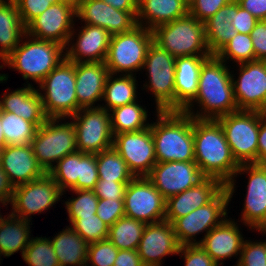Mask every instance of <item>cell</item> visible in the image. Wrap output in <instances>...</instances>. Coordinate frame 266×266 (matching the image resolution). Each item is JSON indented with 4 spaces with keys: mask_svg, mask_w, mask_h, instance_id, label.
<instances>
[{
    "mask_svg": "<svg viewBox=\"0 0 266 266\" xmlns=\"http://www.w3.org/2000/svg\"><path fill=\"white\" fill-rule=\"evenodd\" d=\"M76 196L68 197L64 202L68 214L69 225L77 217H87L96 214L99 198L95 195L94 190H70Z\"/></svg>",
    "mask_w": 266,
    "mask_h": 266,
    "instance_id": "cell-42",
    "label": "cell"
},
{
    "mask_svg": "<svg viewBox=\"0 0 266 266\" xmlns=\"http://www.w3.org/2000/svg\"><path fill=\"white\" fill-rule=\"evenodd\" d=\"M71 119L76 132L77 150L97 154L113 146L110 112L102 107L81 108Z\"/></svg>",
    "mask_w": 266,
    "mask_h": 266,
    "instance_id": "cell-13",
    "label": "cell"
},
{
    "mask_svg": "<svg viewBox=\"0 0 266 266\" xmlns=\"http://www.w3.org/2000/svg\"><path fill=\"white\" fill-rule=\"evenodd\" d=\"M137 76L109 74L105 83L102 105L100 107L111 110L138 101ZM137 82V83H136Z\"/></svg>",
    "mask_w": 266,
    "mask_h": 266,
    "instance_id": "cell-33",
    "label": "cell"
},
{
    "mask_svg": "<svg viewBox=\"0 0 266 266\" xmlns=\"http://www.w3.org/2000/svg\"><path fill=\"white\" fill-rule=\"evenodd\" d=\"M258 165L266 166V113L260 112L258 133Z\"/></svg>",
    "mask_w": 266,
    "mask_h": 266,
    "instance_id": "cell-55",
    "label": "cell"
},
{
    "mask_svg": "<svg viewBox=\"0 0 266 266\" xmlns=\"http://www.w3.org/2000/svg\"><path fill=\"white\" fill-rule=\"evenodd\" d=\"M64 194L77 190L79 176V151L66 155L48 172Z\"/></svg>",
    "mask_w": 266,
    "mask_h": 266,
    "instance_id": "cell-40",
    "label": "cell"
},
{
    "mask_svg": "<svg viewBox=\"0 0 266 266\" xmlns=\"http://www.w3.org/2000/svg\"><path fill=\"white\" fill-rule=\"evenodd\" d=\"M231 1L233 0H195L189 7V14L204 23Z\"/></svg>",
    "mask_w": 266,
    "mask_h": 266,
    "instance_id": "cell-50",
    "label": "cell"
},
{
    "mask_svg": "<svg viewBox=\"0 0 266 266\" xmlns=\"http://www.w3.org/2000/svg\"><path fill=\"white\" fill-rule=\"evenodd\" d=\"M135 177L147 176L157 163L150 126L136 132L115 134L112 146Z\"/></svg>",
    "mask_w": 266,
    "mask_h": 266,
    "instance_id": "cell-17",
    "label": "cell"
},
{
    "mask_svg": "<svg viewBox=\"0 0 266 266\" xmlns=\"http://www.w3.org/2000/svg\"><path fill=\"white\" fill-rule=\"evenodd\" d=\"M260 234H263L262 236H264V234H265V236H266V231H260Z\"/></svg>",
    "mask_w": 266,
    "mask_h": 266,
    "instance_id": "cell-63",
    "label": "cell"
},
{
    "mask_svg": "<svg viewBox=\"0 0 266 266\" xmlns=\"http://www.w3.org/2000/svg\"><path fill=\"white\" fill-rule=\"evenodd\" d=\"M98 180L96 154H87L79 151L77 190H94Z\"/></svg>",
    "mask_w": 266,
    "mask_h": 266,
    "instance_id": "cell-45",
    "label": "cell"
},
{
    "mask_svg": "<svg viewBox=\"0 0 266 266\" xmlns=\"http://www.w3.org/2000/svg\"><path fill=\"white\" fill-rule=\"evenodd\" d=\"M236 67L238 75L234 70L231 74L238 110L266 113V61L244 62Z\"/></svg>",
    "mask_w": 266,
    "mask_h": 266,
    "instance_id": "cell-15",
    "label": "cell"
},
{
    "mask_svg": "<svg viewBox=\"0 0 266 266\" xmlns=\"http://www.w3.org/2000/svg\"><path fill=\"white\" fill-rule=\"evenodd\" d=\"M20 13L22 23L27 26L33 19L43 13L54 0H14Z\"/></svg>",
    "mask_w": 266,
    "mask_h": 266,
    "instance_id": "cell-49",
    "label": "cell"
},
{
    "mask_svg": "<svg viewBox=\"0 0 266 266\" xmlns=\"http://www.w3.org/2000/svg\"><path fill=\"white\" fill-rule=\"evenodd\" d=\"M113 266H144L137 250H119Z\"/></svg>",
    "mask_w": 266,
    "mask_h": 266,
    "instance_id": "cell-56",
    "label": "cell"
},
{
    "mask_svg": "<svg viewBox=\"0 0 266 266\" xmlns=\"http://www.w3.org/2000/svg\"><path fill=\"white\" fill-rule=\"evenodd\" d=\"M28 266H60L50 237H33L22 254Z\"/></svg>",
    "mask_w": 266,
    "mask_h": 266,
    "instance_id": "cell-41",
    "label": "cell"
},
{
    "mask_svg": "<svg viewBox=\"0 0 266 266\" xmlns=\"http://www.w3.org/2000/svg\"><path fill=\"white\" fill-rule=\"evenodd\" d=\"M0 69H2V68H4V66H3V60L0 58ZM8 77H9V75H7V74H1L0 73V83H5L7 80H8Z\"/></svg>",
    "mask_w": 266,
    "mask_h": 266,
    "instance_id": "cell-61",
    "label": "cell"
},
{
    "mask_svg": "<svg viewBox=\"0 0 266 266\" xmlns=\"http://www.w3.org/2000/svg\"><path fill=\"white\" fill-rule=\"evenodd\" d=\"M14 186L10 183L8 176L0 165V206H7L11 203Z\"/></svg>",
    "mask_w": 266,
    "mask_h": 266,
    "instance_id": "cell-57",
    "label": "cell"
},
{
    "mask_svg": "<svg viewBox=\"0 0 266 266\" xmlns=\"http://www.w3.org/2000/svg\"><path fill=\"white\" fill-rule=\"evenodd\" d=\"M215 56L225 63L240 64L255 61V53L250 34L237 33L231 38Z\"/></svg>",
    "mask_w": 266,
    "mask_h": 266,
    "instance_id": "cell-39",
    "label": "cell"
},
{
    "mask_svg": "<svg viewBox=\"0 0 266 266\" xmlns=\"http://www.w3.org/2000/svg\"><path fill=\"white\" fill-rule=\"evenodd\" d=\"M258 20L247 10L243 9L236 0L232 1L231 24L237 33L250 34Z\"/></svg>",
    "mask_w": 266,
    "mask_h": 266,
    "instance_id": "cell-51",
    "label": "cell"
},
{
    "mask_svg": "<svg viewBox=\"0 0 266 266\" xmlns=\"http://www.w3.org/2000/svg\"><path fill=\"white\" fill-rule=\"evenodd\" d=\"M82 25L77 29L74 25L65 47V58L74 63L105 62L111 35L99 26Z\"/></svg>",
    "mask_w": 266,
    "mask_h": 266,
    "instance_id": "cell-21",
    "label": "cell"
},
{
    "mask_svg": "<svg viewBox=\"0 0 266 266\" xmlns=\"http://www.w3.org/2000/svg\"><path fill=\"white\" fill-rule=\"evenodd\" d=\"M146 177L165 199L184 192L205 178L195 161L157 162Z\"/></svg>",
    "mask_w": 266,
    "mask_h": 266,
    "instance_id": "cell-19",
    "label": "cell"
},
{
    "mask_svg": "<svg viewBox=\"0 0 266 266\" xmlns=\"http://www.w3.org/2000/svg\"><path fill=\"white\" fill-rule=\"evenodd\" d=\"M252 38L255 60L266 61V20H258L250 32Z\"/></svg>",
    "mask_w": 266,
    "mask_h": 266,
    "instance_id": "cell-53",
    "label": "cell"
},
{
    "mask_svg": "<svg viewBox=\"0 0 266 266\" xmlns=\"http://www.w3.org/2000/svg\"><path fill=\"white\" fill-rule=\"evenodd\" d=\"M266 265V239L251 241L245 239L241 254L236 266H265Z\"/></svg>",
    "mask_w": 266,
    "mask_h": 266,
    "instance_id": "cell-46",
    "label": "cell"
},
{
    "mask_svg": "<svg viewBox=\"0 0 266 266\" xmlns=\"http://www.w3.org/2000/svg\"><path fill=\"white\" fill-rule=\"evenodd\" d=\"M229 194L224 188L211 202L197 208L186 216L172 222L176 239L180 246L196 245L199 234L207 233L228 217ZM202 232V233H201Z\"/></svg>",
    "mask_w": 266,
    "mask_h": 266,
    "instance_id": "cell-12",
    "label": "cell"
},
{
    "mask_svg": "<svg viewBox=\"0 0 266 266\" xmlns=\"http://www.w3.org/2000/svg\"><path fill=\"white\" fill-rule=\"evenodd\" d=\"M75 83V63L64 58L36 86L48 118H69L78 112Z\"/></svg>",
    "mask_w": 266,
    "mask_h": 266,
    "instance_id": "cell-5",
    "label": "cell"
},
{
    "mask_svg": "<svg viewBox=\"0 0 266 266\" xmlns=\"http://www.w3.org/2000/svg\"><path fill=\"white\" fill-rule=\"evenodd\" d=\"M79 0H54L55 3H62L71 6H78Z\"/></svg>",
    "mask_w": 266,
    "mask_h": 266,
    "instance_id": "cell-60",
    "label": "cell"
},
{
    "mask_svg": "<svg viewBox=\"0 0 266 266\" xmlns=\"http://www.w3.org/2000/svg\"><path fill=\"white\" fill-rule=\"evenodd\" d=\"M152 41V31L139 25L127 33L112 35L104 62L109 73L136 76L142 71Z\"/></svg>",
    "mask_w": 266,
    "mask_h": 266,
    "instance_id": "cell-9",
    "label": "cell"
},
{
    "mask_svg": "<svg viewBox=\"0 0 266 266\" xmlns=\"http://www.w3.org/2000/svg\"><path fill=\"white\" fill-rule=\"evenodd\" d=\"M237 222L234 218L227 217L221 224L211 229L206 236L198 240V244L220 266L224 264L223 261L231 257L238 259L235 266L239 261L245 237Z\"/></svg>",
    "mask_w": 266,
    "mask_h": 266,
    "instance_id": "cell-23",
    "label": "cell"
},
{
    "mask_svg": "<svg viewBox=\"0 0 266 266\" xmlns=\"http://www.w3.org/2000/svg\"><path fill=\"white\" fill-rule=\"evenodd\" d=\"M65 47L53 41L25 35L19 45L3 60V66L18 71L25 85L39 84L63 59ZM32 80L30 83L28 80Z\"/></svg>",
    "mask_w": 266,
    "mask_h": 266,
    "instance_id": "cell-4",
    "label": "cell"
},
{
    "mask_svg": "<svg viewBox=\"0 0 266 266\" xmlns=\"http://www.w3.org/2000/svg\"><path fill=\"white\" fill-rule=\"evenodd\" d=\"M135 101L110 111L113 135L124 132H136L150 126L148 110ZM149 119V120H148Z\"/></svg>",
    "mask_w": 266,
    "mask_h": 266,
    "instance_id": "cell-35",
    "label": "cell"
},
{
    "mask_svg": "<svg viewBox=\"0 0 266 266\" xmlns=\"http://www.w3.org/2000/svg\"><path fill=\"white\" fill-rule=\"evenodd\" d=\"M26 35L14 0H0V58L4 60Z\"/></svg>",
    "mask_w": 266,
    "mask_h": 266,
    "instance_id": "cell-31",
    "label": "cell"
},
{
    "mask_svg": "<svg viewBox=\"0 0 266 266\" xmlns=\"http://www.w3.org/2000/svg\"><path fill=\"white\" fill-rule=\"evenodd\" d=\"M194 161L205 177L219 179L226 185L239 164L233 158L221 125L214 119L193 117Z\"/></svg>",
    "mask_w": 266,
    "mask_h": 266,
    "instance_id": "cell-2",
    "label": "cell"
},
{
    "mask_svg": "<svg viewBox=\"0 0 266 266\" xmlns=\"http://www.w3.org/2000/svg\"><path fill=\"white\" fill-rule=\"evenodd\" d=\"M179 248L172 223L164 220L146 225L137 252L144 266H162L164 258L177 255Z\"/></svg>",
    "mask_w": 266,
    "mask_h": 266,
    "instance_id": "cell-22",
    "label": "cell"
},
{
    "mask_svg": "<svg viewBox=\"0 0 266 266\" xmlns=\"http://www.w3.org/2000/svg\"><path fill=\"white\" fill-rule=\"evenodd\" d=\"M175 59L154 41L147 50L142 72H146L148 81H144L141 90L152 93L155 113L175 111Z\"/></svg>",
    "mask_w": 266,
    "mask_h": 266,
    "instance_id": "cell-7",
    "label": "cell"
},
{
    "mask_svg": "<svg viewBox=\"0 0 266 266\" xmlns=\"http://www.w3.org/2000/svg\"><path fill=\"white\" fill-rule=\"evenodd\" d=\"M0 110L14 113L37 127H40L48 118L44 113L37 88L33 85L26 86L25 83L23 88L6 90L3 93L0 97Z\"/></svg>",
    "mask_w": 266,
    "mask_h": 266,
    "instance_id": "cell-27",
    "label": "cell"
},
{
    "mask_svg": "<svg viewBox=\"0 0 266 266\" xmlns=\"http://www.w3.org/2000/svg\"><path fill=\"white\" fill-rule=\"evenodd\" d=\"M1 125L2 123H1V117H0V151L7 145L4 134H3V128Z\"/></svg>",
    "mask_w": 266,
    "mask_h": 266,
    "instance_id": "cell-59",
    "label": "cell"
},
{
    "mask_svg": "<svg viewBox=\"0 0 266 266\" xmlns=\"http://www.w3.org/2000/svg\"><path fill=\"white\" fill-rule=\"evenodd\" d=\"M189 13L182 0H138L137 24L149 30Z\"/></svg>",
    "mask_w": 266,
    "mask_h": 266,
    "instance_id": "cell-29",
    "label": "cell"
},
{
    "mask_svg": "<svg viewBox=\"0 0 266 266\" xmlns=\"http://www.w3.org/2000/svg\"><path fill=\"white\" fill-rule=\"evenodd\" d=\"M137 14L138 11H121L99 0H79L76 9L77 20L104 28L111 36L138 26Z\"/></svg>",
    "mask_w": 266,
    "mask_h": 266,
    "instance_id": "cell-20",
    "label": "cell"
},
{
    "mask_svg": "<svg viewBox=\"0 0 266 266\" xmlns=\"http://www.w3.org/2000/svg\"><path fill=\"white\" fill-rule=\"evenodd\" d=\"M222 127L233 158L240 164H258L260 112L238 110L215 119Z\"/></svg>",
    "mask_w": 266,
    "mask_h": 266,
    "instance_id": "cell-10",
    "label": "cell"
},
{
    "mask_svg": "<svg viewBox=\"0 0 266 266\" xmlns=\"http://www.w3.org/2000/svg\"><path fill=\"white\" fill-rule=\"evenodd\" d=\"M177 255L184 260V266H219L200 244L180 246Z\"/></svg>",
    "mask_w": 266,
    "mask_h": 266,
    "instance_id": "cell-47",
    "label": "cell"
},
{
    "mask_svg": "<svg viewBox=\"0 0 266 266\" xmlns=\"http://www.w3.org/2000/svg\"><path fill=\"white\" fill-rule=\"evenodd\" d=\"M231 17L232 1L204 22L206 41L212 55H215L237 34L235 27L231 24Z\"/></svg>",
    "mask_w": 266,
    "mask_h": 266,
    "instance_id": "cell-34",
    "label": "cell"
},
{
    "mask_svg": "<svg viewBox=\"0 0 266 266\" xmlns=\"http://www.w3.org/2000/svg\"><path fill=\"white\" fill-rule=\"evenodd\" d=\"M211 56H183L175 59V111H183L196 97L202 65Z\"/></svg>",
    "mask_w": 266,
    "mask_h": 266,
    "instance_id": "cell-28",
    "label": "cell"
},
{
    "mask_svg": "<svg viewBox=\"0 0 266 266\" xmlns=\"http://www.w3.org/2000/svg\"><path fill=\"white\" fill-rule=\"evenodd\" d=\"M129 182L98 180L95 195L99 199L124 200L125 190Z\"/></svg>",
    "mask_w": 266,
    "mask_h": 266,
    "instance_id": "cell-52",
    "label": "cell"
},
{
    "mask_svg": "<svg viewBox=\"0 0 266 266\" xmlns=\"http://www.w3.org/2000/svg\"><path fill=\"white\" fill-rule=\"evenodd\" d=\"M239 5L251 13L257 20H266V0H236Z\"/></svg>",
    "mask_w": 266,
    "mask_h": 266,
    "instance_id": "cell-54",
    "label": "cell"
},
{
    "mask_svg": "<svg viewBox=\"0 0 266 266\" xmlns=\"http://www.w3.org/2000/svg\"><path fill=\"white\" fill-rule=\"evenodd\" d=\"M71 228L88 244L107 239L109 227L97 216L77 217Z\"/></svg>",
    "mask_w": 266,
    "mask_h": 266,
    "instance_id": "cell-43",
    "label": "cell"
},
{
    "mask_svg": "<svg viewBox=\"0 0 266 266\" xmlns=\"http://www.w3.org/2000/svg\"><path fill=\"white\" fill-rule=\"evenodd\" d=\"M225 185L216 178L205 177L195 186L166 199L165 220L172 223L175 219L211 202Z\"/></svg>",
    "mask_w": 266,
    "mask_h": 266,
    "instance_id": "cell-24",
    "label": "cell"
},
{
    "mask_svg": "<svg viewBox=\"0 0 266 266\" xmlns=\"http://www.w3.org/2000/svg\"><path fill=\"white\" fill-rule=\"evenodd\" d=\"M182 1H183V2L188 6V8H189L195 0H182Z\"/></svg>",
    "mask_w": 266,
    "mask_h": 266,
    "instance_id": "cell-62",
    "label": "cell"
},
{
    "mask_svg": "<svg viewBox=\"0 0 266 266\" xmlns=\"http://www.w3.org/2000/svg\"><path fill=\"white\" fill-rule=\"evenodd\" d=\"M150 123L157 162L194 161L193 117L182 111L157 112Z\"/></svg>",
    "mask_w": 266,
    "mask_h": 266,
    "instance_id": "cell-3",
    "label": "cell"
},
{
    "mask_svg": "<svg viewBox=\"0 0 266 266\" xmlns=\"http://www.w3.org/2000/svg\"><path fill=\"white\" fill-rule=\"evenodd\" d=\"M242 174L248 176V182L238 222H242L251 231H266V166L255 163L240 164L232 180L225 185L230 202L236 192V179Z\"/></svg>",
    "mask_w": 266,
    "mask_h": 266,
    "instance_id": "cell-11",
    "label": "cell"
},
{
    "mask_svg": "<svg viewBox=\"0 0 266 266\" xmlns=\"http://www.w3.org/2000/svg\"><path fill=\"white\" fill-rule=\"evenodd\" d=\"M96 161L99 180L130 182L135 177L113 147L97 153Z\"/></svg>",
    "mask_w": 266,
    "mask_h": 266,
    "instance_id": "cell-37",
    "label": "cell"
},
{
    "mask_svg": "<svg viewBox=\"0 0 266 266\" xmlns=\"http://www.w3.org/2000/svg\"><path fill=\"white\" fill-rule=\"evenodd\" d=\"M166 199L146 176L134 177L124 195L125 216L145 224L165 220Z\"/></svg>",
    "mask_w": 266,
    "mask_h": 266,
    "instance_id": "cell-16",
    "label": "cell"
},
{
    "mask_svg": "<svg viewBox=\"0 0 266 266\" xmlns=\"http://www.w3.org/2000/svg\"><path fill=\"white\" fill-rule=\"evenodd\" d=\"M77 6L54 3L26 26V34L66 47L74 29Z\"/></svg>",
    "mask_w": 266,
    "mask_h": 266,
    "instance_id": "cell-18",
    "label": "cell"
},
{
    "mask_svg": "<svg viewBox=\"0 0 266 266\" xmlns=\"http://www.w3.org/2000/svg\"><path fill=\"white\" fill-rule=\"evenodd\" d=\"M31 223V224H30ZM32 221L9 214L0 215V264L3 257H10L18 251L21 256L31 240Z\"/></svg>",
    "mask_w": 266,
    "mask_h": 266,
    "instance_id": "cell-30",
    "label": "cell"
},
{
    "mask_svg": "<svg viewBox=\"0 0 266 266\" xmlns=\"http://www.w3.org/2000/svg\"><path fill=\"white\" fill-rule=\"evenodd\" d=\"M0 165L14 187L46 174L39 165L31 145H6L0 151Z\"/></svg>",
    "mask_w": 266,
    "mask_h": 266,
    "instance_id": "cell-25",
    "label": "cell"
},
{
    "mask_svg": "<svg viewBox=\"0 0 266 266\" xmlns=\"http://www.w3.org/2000/svg\"><path fill=\"white\" fill-rule=\"evenodd\" d=\"M230 68L231 65L212 55L202 65L195 99L182 112L195 119L215 120L238 111Z\"/></svg>",
    "mask_w": 266,
    "mask_h": 266,
    "instance_id": "cell-1",
    "label": "cell"
},
{
    "mask_svg": "<svg viewBox=\"0 0 266 266\" xmlns=\"http://www.w3.org/2000/svg\"><path fill=\"white\" fill-rule=\"evenodd\" d=\"M63 192L46 173L41 178L14 187L11 214L31 221L32 215L43 213L62 200ZM61 199V200H60Z\"/></svg>",
    "mask_w": 266,
    "mask_h": 266,
    "instance_id": "cell-14",
    "label": "cell"
},
{
    "mask_svg": "<svg viewBox=\"0 0 266 266\" xmlns=\"http://www.w3.org/2000/svg\"><path fill=\"white\" fill-rule=\"evenodd\" d=\"M65 227L50 239L59 265L86 266L89 244L70 225Z\"/></svg>",
    "mask_w": 266,
    "mask_h": 266,
    "instance_id": "cell-32",
    "label": "cell"
},
{
    "mask_svg": "<svg viewBox=\"0 0 266 266\" xmlns=\"http://www.w3.org/2000/svg\"><path fill=\"white\" fill-rule=\"evenodd\" d=\"M146 225L139 220L124 216L109 228L107 239L119 250H137Z\"/></svg>",
    "mask_w": 266,
    "mask_h": 266,
    "instance_id": "cell-36",
    "label": "cell"
},
{
    "mask_svg": "<svg viewBox=\"0 0 266 266\" xmlns=\"http://www.w3.org/2000/svg\"><path fill=\"white\" fill-rule=\"evenodd\" d=\"M65 120L68 118H47L31 141L33 153L46 173L66 155L78 151L74 124L71 119Z\"/></svg>",
    "mask_w": 266,
    "mask_h": 266,
    "instance_id": "cell-8",
    "label": "cell"
},
{
    "mask_svg": "<svg viewBox=\"0 0 266 266\" xmlns=\"http://www.w3.org/2000/svg\"><path fill=\"white\" fill-rule=\"evenodd\" d=\"M153 41L173 57L212 56L209 51L204 23L191 14L152 30Z\"/></svg>",
    "mask_w": 266,
    "mask_h": 266,
    "instance_id": "cell-6",
    "label": "cell"
},
{
    "mask_svg": "<svg viewBox=\"0 0 266 266\" xmlns=\"http://www.w3.org/2000/svg\"><path fill=\"white\" fill-rule=\"evenodd\" d=\"M104 62L75 63L76 97L78 111L81 108L100 107L104 87L109 75ZM97 104V105H95Z\"/></svg>",
    "mask_w": 266,
    "mask_h": 266,
    "instance_id": "cell-26",
    "label": "cell"
},
{
    "mask_svg": "<svg viewBox=\"0 0 266 266\" xmlns=\"http://www.w3.org/2000/svg\"><path fill=\"white\" fill-rule=\"evenodd\" d=\"M118 251L108 239L91 243L88 247L86 266H113Z\"/></svg>",
    "mask_w": 266,
    "mask_h": 266,
    "instance_id": "cell-44",
    "label": "cell"
},
{
    "mask_svg": "<svg viewBox=\"0 0 266 266\" xmlns=\"http://www.w3.org/2000/svg\"><path fill=\"white\" fill-rule=\"evenodd\" d=\"M96 214L110 228L125 216L124 200L99 199Z\"/></svg>",
    "mask_w": 266,
    "mask_h": 266,
    "instance_id": "cell-48",
    "label": "cell"
},
{
    "mask_svg": "<svg viewBox=\"0 0 266 266\" xmlns=\"http://www.w3.org/2000/svg\"><path fill=\"white\" fill-rule=\"evenodd\" d=\"M121 11H138V0H99Z\"/></svg>",
    "mask_w": 266,
    "mask_h": 266,
    "instance_id": "cell-58",
    "label": "cell"
},
{
    "mask_svg": "<svg viewBox=\"0 0 266 266\" xmlns=\"http://www.w3.org/2000/svg\"><path fill=\"white\" fill-rule=\"evenodd\" d=\"M3 134L7 145H30L38 127L20 116L0 110Z\"/></svg>",
    "mask_w": 266,
    "mask_h": 266,
    "instance_id": "cell-38",
    "label": "cell"
}]
</instances>
